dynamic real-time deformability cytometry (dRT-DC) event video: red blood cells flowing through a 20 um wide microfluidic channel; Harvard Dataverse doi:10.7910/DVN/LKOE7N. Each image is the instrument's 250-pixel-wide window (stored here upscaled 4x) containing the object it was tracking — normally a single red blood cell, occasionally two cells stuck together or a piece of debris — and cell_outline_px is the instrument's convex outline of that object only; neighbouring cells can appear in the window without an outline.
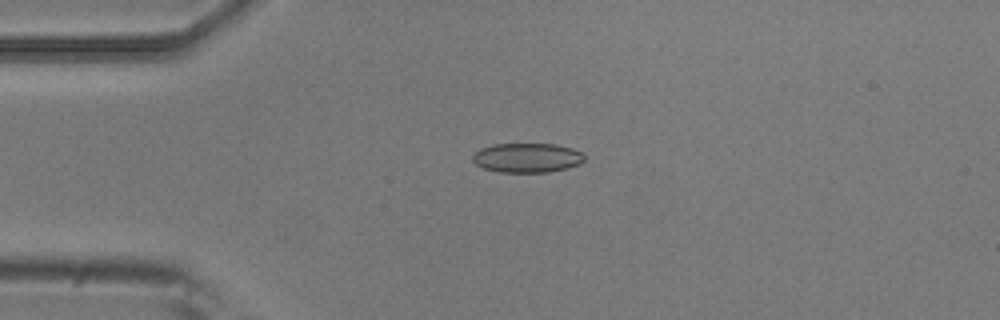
{"species": "common noctule bat (a hibernating species)", "species_latin": "Nyctalus noctula", "temperature_condition": "room temperature", "stored_images_in_passage": 5, "camera_frame_rate_fps": 3000, "um_per_image_px": 0.085, "animal": {"sex": "male", "body_mass_g": 20.5, "forearm_length_mm": 52.5}, "frame": {"image": 1, "passage_image": 4, "time_ms": 1.0, "image_size_px": [1000, 320], "cell_outline_px": [[584, 160], [580, 164], [568, 168], [548, 172], [500, 172], [484, 168], [476, 164], [472, 160], [472, 156], [480, 148], [492, 144], [556, 144], [572, 148], [580, 152], [584, 156]], "centroid_in_image_um": [44.8, 13.41], "position_along_channel_um": 40.2, "area_um2": 19.19}}